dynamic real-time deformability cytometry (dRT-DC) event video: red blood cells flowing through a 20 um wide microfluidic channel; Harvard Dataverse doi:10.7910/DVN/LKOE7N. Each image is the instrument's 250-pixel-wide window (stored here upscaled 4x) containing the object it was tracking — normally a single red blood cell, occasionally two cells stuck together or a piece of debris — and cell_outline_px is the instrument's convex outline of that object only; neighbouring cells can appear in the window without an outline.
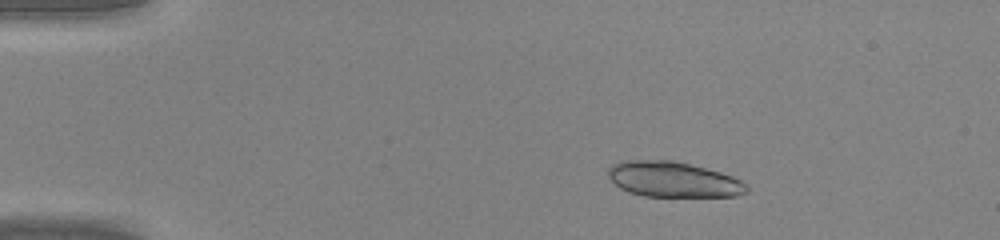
{"species": "common noctule bat (a hibernating species)", "species_latin": "Nyctalus noctula", "temperature_condition": "warm", "stored_images_in_passage": 39, "camera_frame_rate_fps": 3000, "um_per_image_px": 0.085, "animal": {"sex": "male", "body_mass_g": 20.0, "forearm_length_mm": 53.3}, "frame": {"image": 1, "passage_image": 2, "time_ms": 0.333, "image_size_px": [1000, 240], "cell_outline_px": [[748, 192], [736, 196], [644, 196], [620, 188], [608, 176], [608, 168], [612, 164], [628, 160], [668, 160], [688, 164], [720, 172], [732, 176], [740, 180], [748, 188]], "centroid_in_image_um": [57.22, 15.25], "position_along_channel_um": 27.8, "area_um2": 28.15}}
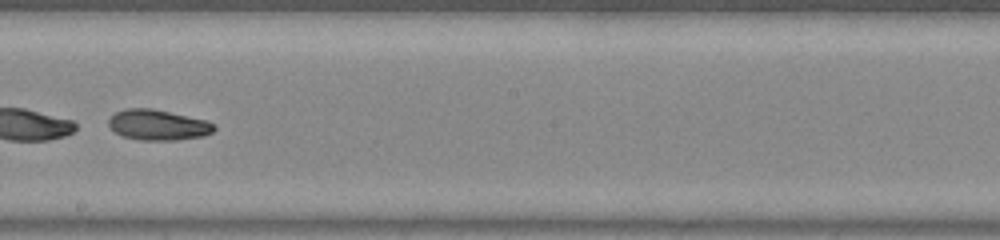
{"frame": {"image": 2, "passage_image": 21, "time_ms": 6.667, "image_size_px": [1000, 240], "cell_outline_px": [[216, 128], [212, 132], [204, 136], [176, 140], [140, 140], [124, 136], [116, 132], [108, 124], [108, 120], [116, 112], [124, 108], [152, 108], [204, 120], [212, 124]], "centroid_in_image_um": [13.41, 10.62], "position_along_channel_um": 234.8, "area_um2": 18.5}}
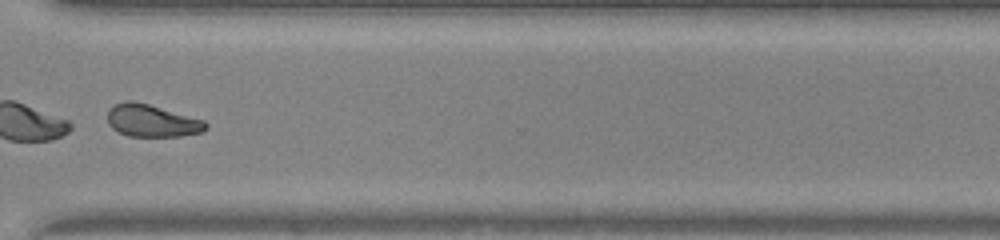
{"frame": {"image": 3, "passage_image": 29, "time_ms": 9.333, "image_size_px": [1000, 240], "cell_outline_px": [[208, 128], [200, 132], [180, 136], [128, 136], [112, 128], [108, 124], [108, 108], [116, 104], [128, 100], [132, 100], [148, 104], [204, 120], [208, 124]], "centroid_in_image_um": [12.9, 10.26], "position_along_channel_um": 357.7, "area_um2": 18.38}}